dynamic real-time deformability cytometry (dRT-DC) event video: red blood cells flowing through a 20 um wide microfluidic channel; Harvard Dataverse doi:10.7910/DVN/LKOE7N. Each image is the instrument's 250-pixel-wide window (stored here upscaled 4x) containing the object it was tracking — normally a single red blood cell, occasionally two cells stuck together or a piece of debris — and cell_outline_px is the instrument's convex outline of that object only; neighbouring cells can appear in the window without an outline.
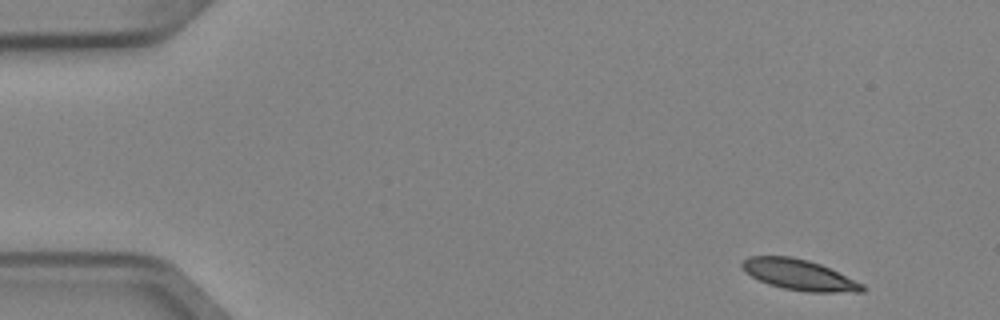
{"species": "Egyptian fruit bat (a non-hibernating species)", "species_latin": "Rousettus aegyptiacus", "temperature_condition": "cold", "stored_images_in_passage": 4, "camera_frame_rate_fps": 3000, "um_per_image_px": 0.085, "animal": {"sex": "female"}, "frame": {"image": 1, "passage_image": 1, "time_ms": 0.0, "image_size_px": [1000, 320], "cell_outline_px": [[868, 288], [864, 292], [808, 292], [784, 288], [768, 284], [752, 276], [740, 264], [748, 256], [792, 256], [808, 260], [820, 264], [864, 284]], "centroid_in_image_um": [67.98, 23.36], "position_along_channel_um": 17.0, "area_um2": 21.33}}
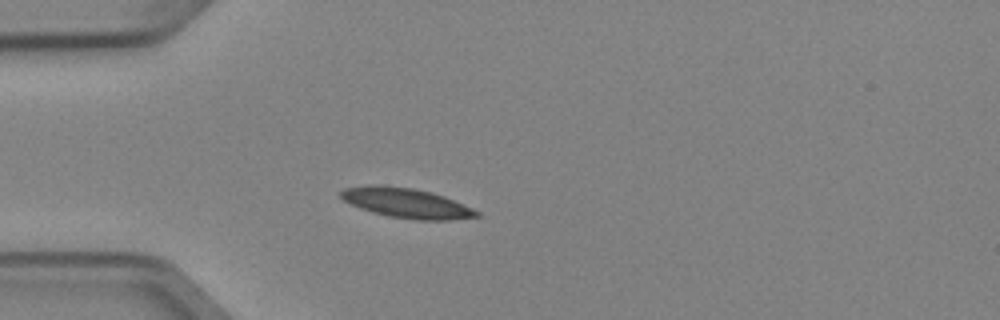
{"frame": {"image": 2, "passage_image": 3, "time_ms": 0.667, "image_size_px": [1000, 320], "cell_outline_px": [[480, 216], [452, 220], [416, 220], [388, 216], [372, 212], [360, 208], [344, 200], [340, 196], [340, 192], [344, 188], [368, 184], [380, 184], [412, 188], [432, 192], [444, 196], [464, 204], [480, 212]], "centroid_in_image_um": [34.55, 17.25], "position_along_channel_um": 50.5, "area_um2": 23.76}}